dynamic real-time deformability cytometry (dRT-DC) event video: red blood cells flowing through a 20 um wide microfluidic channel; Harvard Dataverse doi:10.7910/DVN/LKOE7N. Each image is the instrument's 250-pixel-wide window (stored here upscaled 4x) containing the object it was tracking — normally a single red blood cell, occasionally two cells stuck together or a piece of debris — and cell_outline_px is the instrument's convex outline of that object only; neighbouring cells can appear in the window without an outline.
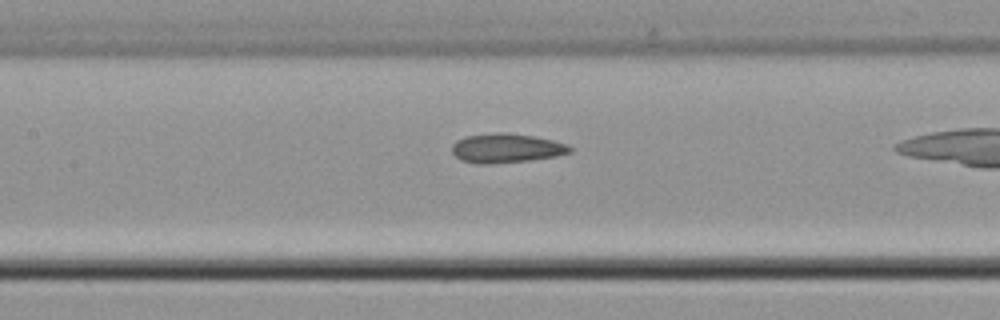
{"species": "common noctule bat (a hibernating species)", "species_latin": "Nyctalus noctula", "temperature_condition": "cold", "stored_images_in_passage": 30, "camera_frame_rate_fps": 3000, "um_per_image_px": 0.085, "animal": {"sex": "male", "body_mass_g": 21.5, "forearm_length_mm": 52.0}, "frame": {"image": 1, "passage_image": 6, "time_ms": 1.667, "image_size_px": [1000, 320], "cell_outline_px": [[572, 152], [556, 156], [528, 160], [488, 164], [480, 164], [460, 160], [452, 152], [452, 144], [456, 140], [464, 136], [496, 132], [508, 132], [532, 136], [552, 140], [568, 144], [572, 148]], "centroid_in_image_um": [43.02, 12.58], "position_along_channel_um": 164.4, "area_um2": 20.17}}
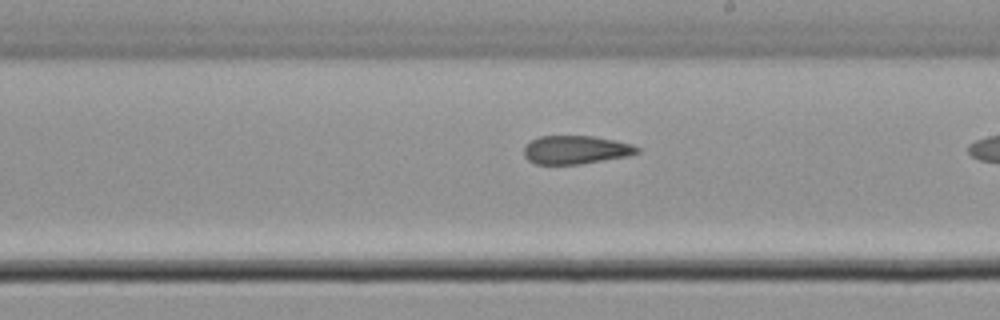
{"frame": {"image": 2, "passage_image": 12, "time_ms": 3.667, "image_size_px": [1000, 320], "cell_outline_px": [[640, 152], [628, 156], [580, 164], [536, 164], [528, 160], [524, 156], [524, 148], [532, 140], [540, 136], [592, 136], [632, 144], [640, 148]], "centroid_in_image_um": [48.95, 12.74], "position_along_channel_um": 240.1, "area_um2": 18.61}}
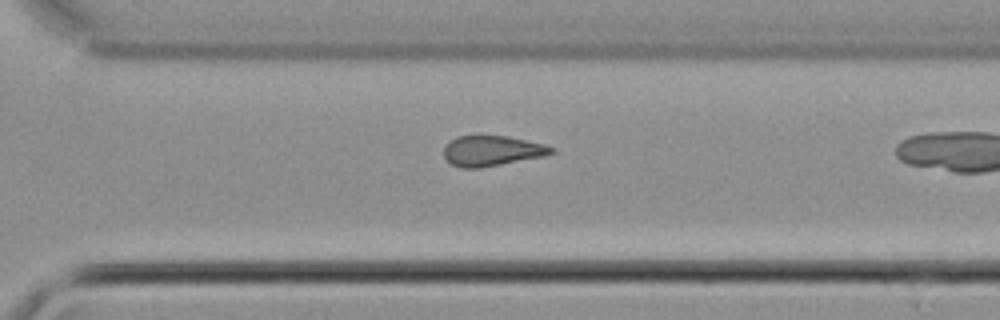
{"frame": {"image": 3, "passage_image": 19, "time_ms": 6.0, "image_size_px": [1000, 320], "cell_outline_px": [[556, 152], [544, 156], [480, 168], [460, 168], [452, 164], [444, 156], [444, 148], [456, 136], [508, 136], [544, 144], [556, 148]], "centroid_in_image_um": [41.85, 12.82], "position_along_channel_um": 328.7, "area_um2": 18.9}, "authors_computed_cell_mechanics": {"area_um2": 18.9295, "velocity_mm_per_s": 3.8063, "shape_relaxation_time_tau1_ms": null, "shape_relaxation_time_tau2_ms": 1.9839, "deformation_change_tau1": null, "deformation_change_tau2": 0.0645}}